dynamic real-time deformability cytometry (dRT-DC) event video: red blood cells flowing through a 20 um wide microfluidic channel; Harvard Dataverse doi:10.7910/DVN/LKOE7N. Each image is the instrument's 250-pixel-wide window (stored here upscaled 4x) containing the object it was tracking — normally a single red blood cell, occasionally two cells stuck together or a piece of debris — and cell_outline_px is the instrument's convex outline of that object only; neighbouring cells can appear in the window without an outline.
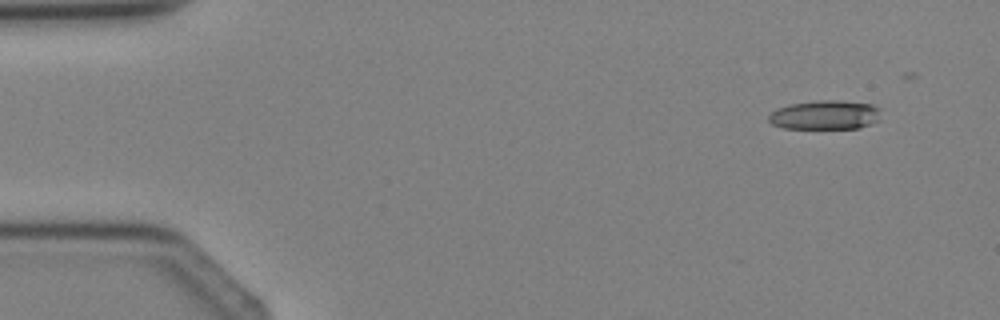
{"species": "Egyptian fruit bat (a non-hibernating species)", "species_latin": "Rousettus aegyptiacus", "temperature_condition": "cold", "stored_images_in_passage": 5, "camera_frame_rate_fps": 3000, "um_per_image_px": 0.085, "animal": {"sex": "female"}, "frame": {"image": 1, "passage_image": 2, "time_ms": 1.0, "image_size_px": [1000, 320], "cell_outline_px": [[880, 120], [872, 124], [860, 128], [784, 128], [772, 124], [768, 120], [768, 116], [776, 108], [792, 104], [816, 100], [840, 100], [872, 104], [880, 108]], "centroid_in_image_um": [70.17, 9.76], "position_along_channel_um": 14.8, "area_um2": 19.25}}
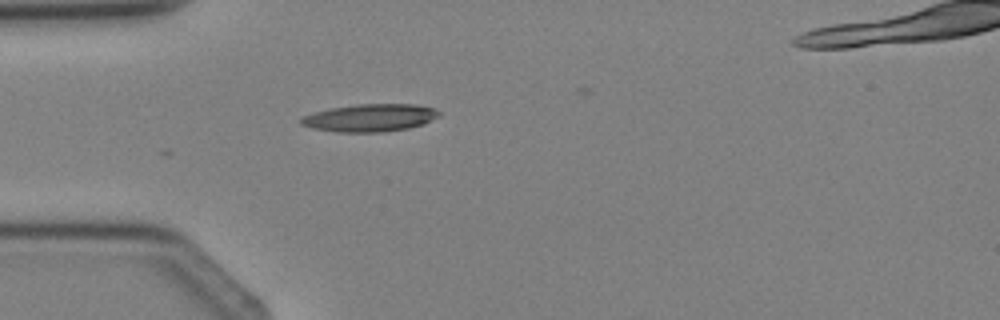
{"frame": {"image": 2, "passage_image": 4, "time_ms": 3.667, "image_size_px": [1000, 320], "cell_outline_px": [[440, 116], [424, 124], [408, 128], [384, 132], [336, 132], [312, 128], [300, 124], [300, 116], [312, 112], [328, 108], [356, 104], [416, 104], [436, 108], [440, 112]], "centroid_in_image_um": [31.44, 10.0], "position_along_channel_um": 53.6, "area_um2": 22.6}}